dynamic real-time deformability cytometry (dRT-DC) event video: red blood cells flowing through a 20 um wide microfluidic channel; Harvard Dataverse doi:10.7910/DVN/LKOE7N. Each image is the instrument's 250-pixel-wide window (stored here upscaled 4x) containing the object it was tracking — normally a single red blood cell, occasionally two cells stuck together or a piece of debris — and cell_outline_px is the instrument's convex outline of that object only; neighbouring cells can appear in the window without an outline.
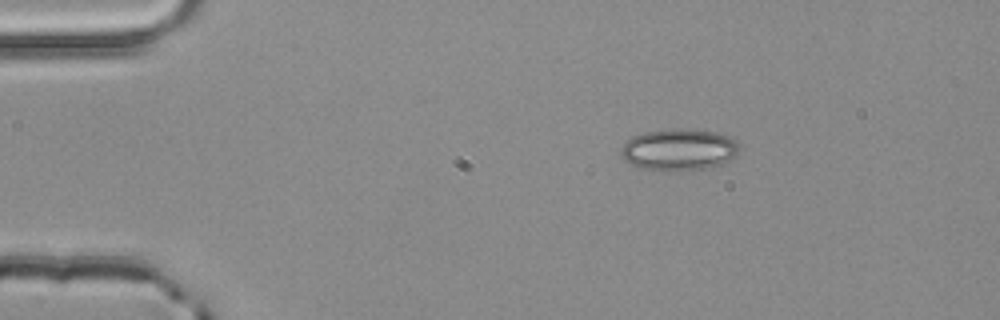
{"species": "common noctule bat (a hibernating species)", "species_latin": "Nyctalus noctula", "temperature_condition": "room temperature", "stored_images_in_passage": 2, "camera_frame_rate_fps": 3000, "um_per_image_px": 0.085, "animal": {"sex": "male", "body_mass_g": 20.4}, "frame": {"image": 1, "passage_image": 1, "time_ms": 0.0, "image_size_px": [1000, 320], "cell_outline_px": [[740, 148], [728, 160], [720, 164], [708, 168], [676, 172], [664, 172], [640, 168], [624, 160], [620, 156], [620, 148], [624, 140], [632, 136], [644, 132], [668, 128], [684, 128], [716, 132], [728, 136], [736, 140], [740, 144]], "centroid_in_image_um": [57.64, 12.72], "position_along_channel_um": 27.4, "area_um2": 29.48}}